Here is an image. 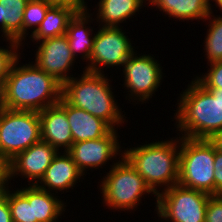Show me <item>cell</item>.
I'll list each match as a JSON object with an SVG mask.
<instances>
[{"label":"cell","mask_w":222,"mask_h":222,"mask_svg":"<svg viewBox=\"0 0 222 222\" xmlns=\"http://www.w3.org/2000/svg\"><path fill=\"white\" fill-rule=\"evenodd\" d=\"M34 44L39 45L35 46V62L32 63L40 70L53 76L62 85L74 77L70 72L77 62L69 48L66 35L43 39Z\"/></svg>","instance_id":"cell-12"},{"label":"cell","mask_w":222,"mask_h":222,"mask_svg":"<svg viewBox=\"0 0 222 222\" xmlns=\"http://www.w3.org/2000/svg\"><path fill=\"white\" fill-rule=\"evenodd\" d=\"M205 222H222V195L210 196L207 204Z\"/></svg>","instance_id":"cell-28"},{"label":"cell","mask_w":222,"mask_h":222,"mask_svg":"<svg viewBox=\"0 0 222 222\" xmlns=\"http://www.w3.org/2000/svg\"><path fill=\"white\" fill-rule=\"evenodd\" d=\"M41 140L37 111L0 107V157L7 163L17 154Z\"/></svg>","instance_id":"cell-7"},{"label":"cell","mask_w":222,"mask_h":222,"mask_svg":"<svg viewBox=\"0 0 222 222\" xmlns=\"http://www.w3.org/2000/svg\"><path fill=\"white\" fill-rule=\"evenodd\" d=\"M135 50L122 66V82L125 88L126 100L131 104H143L156 95L155 92L162 85L166 77L163 73L161 62L155 59L154 54H139ZM164 77V78H163ZM128 90V91H127ZM137 101V102H136Z\"/></svg>","instance_id":"cell-8"},{"label":"cell","mask_w":222,"mask_h":222,"mask_svg":"<svg viewBox=\"0 0 222 222\" xmlns=\"http://www.w3.org/2000/svg\"><path fill=\"white\" fill-rule=\"evenodd\" d=\"M214 171L215 195H222V151L217 149L216 144L214 157Z\"/></svg>","instance_id":"cell-29"},{"label":"cell","mask_w":222,"mask_h":222,"mask_svg":"<svg viewBox=\"0 0 222 222\" xmlns=\"http://www.w3.org/2000/svg\"><path fill=\"white\" fill-rule=\"evenodd\" d=\"M82 72L78 75L80 78L75 76L62 85V97L70 105L87 111L105 121L112 129L118 130L128 120L115 99L117 96L108 74L105 76V73L86 70Z\"/></svg>","instance_id":"cell-3"},{"label":"cell","mask_w":222,"mask_h":222,"mask_svg":"<svg viewBox=\"0 0 222 222\" xmlns=\"http://www.w3.org/2000/svg\"><path fill=\"white\" fill-rule=\"evenodd\" d=\"M40 118L41 140L58 151H67L73 144L70 125L66 116V100L60 101L38 112Z\"/></svg>","instance_id":"cell-14"},{"label":"cell","mask_w":222,"mask_h":222,"mask_svg":"<svg viewBox=\"0 0 222 222\" xmlns=\"http://www.w3.org/2000/svg\"><path fill=\"white\" fill-rule=\"evenodd\" d=\"M89 10L76 13L69 21L65 33L68 38L69 48L72 51L74 58L76 60L81 58V60H84L83 62H86V64L90 58L96 34V32L93 30L95 28L91 27V23L93 24V21H95L96 18L92 17L93 15L90 13L91 9Z\"/></svg>","instance_id":"cell-16"},{"label":"cell","mask_w":222,"mask_h":222,"mask_svg":"<svg viewBox=\"0 0 222 222\" xmlns=\"http://www.w3.org/2000/svg\"><path fill=\"white\" fill-rule=\"evenodd\" d=\"M12 186L7 187L12 222H37L33 220V185L21 186V189L18 187L14 188L15 190Z\"/></svg>","instance_id":"cell-22"},{"label":"cell","mask_w":222,"mask_h":222,"mask_svg":"<svg viewBox=\"0 0 222 222\" xmlns=\"http://www.w3.org/2000/svg\"><path fill=\"white\" fill-rule=\"evenodd\" d=\"M48 4L54 6H67L75 10L77 13L88 11L87 0H45Z\"/></svg>","instance_id":"cell-30"},{"label":"cell","mask_w":222,"mask_h":222,"mask_svg":"<svg viewBox=\"0 0 222 222\" xmlns=\"http://www.w3.org/2000/svg\"><path fill=\"white\" fill-rule=\"evenodd\" d=\"M21 58L14 62L2 86L1 107L40 112L57 104L62 98V84L32 61L19 63Z\"/></svg>","instance_id":"cell-2"},{"label":"cell","mask_w":222,"mask_h":222,"mask_svg":"<svg viewBox=\"0 0 222 222\" xmlns=\"http://www.w3.org/2000/svg\"><path fill=\"white\" fill-rule=\"evenodd\" d=\"M210 196L175 184L157 195L154 211L161 222H205Z\"/></svg>","instance_id":"cell-9"},{"label":"cell","mask_w":222,"mask_h":222,"mask_svg":"<svg viewBox=\"0 0 222 222\" xmlns=\"http://www.w3.org/2000/svg\"><path fill=\"white\" fill-rule=\"evenodd\" d=\"M210 3H211V6H212L214 11L218 12L216 9H214L216 7V8H218V10L220 12H222V0H210ZM212 3H214L215 7L212 5ZM220 14H222V13H220Z\"/></svg>","instance_id":"cell-35"},{"label":"cell","mask_w":222,"mask_h":222,"mask_svg":"<svg viewBox=\"0 0 222 222\" xmlns=\"http://www.w3.org/2000/svg\"><path fill=\"white\" fill-rule=\"evenodd\" d=\"M59 151L49 143L40 140L17 154L8 162V181L22 178L28 185H36L43 177L53 158ZM18 175V176H17Z\"/></svg>","instance_id":"cell-13"},{"label":"cell","mask_w":222,"mask_h":222,"mask_svg":"<svg viewBox=\"0 0 222 222\" xmlns=\"http://www.w3.org/2000/svg\"><path fill=\"white\" fill-rule=\"evenodd\" d=\"M66 116L70 125L73 143L102 138L112 130L102 119L70 105L67 101Z\"/></svg>","instance_id":"cell-19"},{"label":"cell","mask_w":222,"mask_h":222,"mask_svg":"<svg viewBox=\"0 0 222 222\" xmlns=\"http://www.w3.org/2000/svg\"><path fill=\"white\" fill-rule=\"evenodd\" d=\"M57 195L33 185V220H37V222H58L60 218L62 220V215L63 218L65 217L64 213L68 205Z\"/></svg>","instance_id":"cell-21"},{"label":"cell","mask_w":222,"mask_h":222,"mask_svg":"<svg viewBox=\"0 0 222 222\" xmlns=\"http://www.w3.org/2000/svg\"><path fill=\"white\" fill-rule=\"evenodd\" d=\"M8 186V163L0 157V194H2Z\"/></svg>","instance_id":"cell-32"},{"label":"cell","mask_w":222,"mask_h":222,"mask_svg":"<svg viewBox=\"0 0 222 222\" xmlns=\"http://www.w3.org/2000/svg\"><path fill=\"white\" fill-rule=\"evenodd\" d=\"M77 12L67 6L52 5L38 29L29 36L33 43L47 38L65 35L69 21Z\"/></svg>","instance_id":"cell-20"},{"label":"cell","mask_w":222,"mask_h":222,"mask_svg":"<svg viewBox=\"0 0 222 222\" xmlns=\"http://www.w3.org/2000/svg\"><path fill=\"white\" fill-rule=\"evenodd\" d=\"M211 140L216 144L217 149L222 151V132L215 135Z\"/></svg>","instance_id":"cell-34"},{"label":"cell","mask_w":222,"mask_h":222,"mask_svg":"<svg viewBox=\"0 0 222 222\" xmlns=\"http://www.w3.org/2000/svg\"><path fill=\"white\" fill-rule=\"evenodd\" d=\"M119 138L118 130L112 129L102 138L73 143L67 153L86 176L87 171L103 169L107 163H110L109 161L114 165L115 161L123 156V146H121V141L118 142ZM116 158L117 160H114Z\"/></svg>","instance_id":"cell-11"},{"label":"cell","mask_w":222,"mask_h":222,"mask_svg":"<svg viewBox=\"0 0 222 222\" xmlns=\"http://www.w3.org/2000/svg\"><path fill=\"white\" fill-rule=\"evenodd\" d=\"M51 6L52 5L48 4L45 0H28L27 1L25 9H24V18H23V43L24 44H22V49H24L25 48L24 45L27 44L26 43L28 40L27 37L29 38V35L30 34L32 35L38 29L39 25L45 18L47 10Z\"/></svg>","instance_id":"cell-25"},{"label":"cell","mask_w":222,"mask_h":222,"mask_svg":"<svg viewBox=\"0 0 222 222\" xmlns=\"http://www.w3.org/2000/svg\"><path fill=\"white\" fill-rule=\"evenodd\" d=\"M28 0H0L4 6V41L23 44L24 9Z\"/></svg>","instance_id":"cell-23"},{"label":"cell","mask_w":222,"mask_h":222,"mask_svg":"<svg viewBox=\"0 0 222 222\" xmlns=\"http://www.w3.org/2000/svg\"><path fill=\"white\" fill-rule=\"evenodd\" d=\"M148 7L158 9L164 16L177 21H205L213 11L210 0H148Z\"/></svg>","instance_id":"cell-18"},{"label":"cell","mask_w":222,"mask_h":222,"mask_svg":"<svg viewBox=\"0 0 222 222\" xmlns=\"http://www.w3.org/2000/svg\"><path fill=\"white\" fill-rule=\"evenodd\" d=\"M0 222H12L11 212L7 200V189L0 194Z\"/></svg>","instance_id":"cell-31"},{"label":"cell","mask_w":222,"mask_h":222,"mask_svg":"<svg viewBox=\"0 0 222 222\" xmlns=\"http://www.w3.org/2000/svg\"><path fill=\"white\" fill-rule=\"evenodd\" d=\"M2 106V86L0 85V107Z\"/></svg>","instance_id":"cell-36"},{"label":"cell","mask_w":222,"mask_h":222,"mask_svg":"<svg viewBox=\"0 0 222 222\" xmlns=\"http://www.w3.org/2000/svg\"><path fill=\"white\" fill-rule=\"evenodd\" d=\"M109 166L111 168L104 174L101 183L98 182L102 203L108 209L134 213L146 195L153 194L157 200V195L124 156Z\"/></svg>","instance_id":"cell-5"},{"label":"cell","mask_w":222,"mask_h":222,"mask_svg":"<svg viewBox=\"0 0 222 222\" xmlns=\"http://www.w3.org/2000/svg\"><path fill=\"white\" fill-rule=\"evenodd\" d=\"M80 179L84 180V174L78 169L71 156L67 151H59L36 186L58 194L74 189L76 184L81 182Z\"/></svg>","instance_id":"cell-15"},{"label":"cell","mask_w":222,"mask_h":222,"mask_svg":"<svg viewBox=\"0 0 222 222\" xmlns=\"http://www.w3.org/2000/svg\"><path fill=\"white\" fill-rule=\"evenodd\" d=\"M177 136L150 143L145 141L146 144L137 147H123V156L156 195L178 184L180 136Z\"/></svg>","instance_id":"cell-4"},{"label":"cell","mask_w":222,"mask_h":222,"mask_svg":"<svg viewBox=\"0 0 222 222\" xmlns=\"http://www.w3.org/2000/svg\"><path fill=\"white\" fill-rule=\"evenodd\" d=\"M189 83L175 104V131L180 137L212 139L222 132V89H206L195 78Z\"/></svg>","instance_id":"cell-1"},{"label":"cell","mask_w":222,"mask_h":222,"mask_svg":"<svg viewBox=\"0 0 222 222\" xmlns=\"http://www.w3.org/2000/svg\"><path fill=\"white\" fill-rule=\"evenodd\" d=\"M214 157L211 139L180 137L178 184L215 195Z\"/></svg>","instance_id":"cell-6"},{"label":"cell","mask_w":222,"mask_h":222,"mask_svg":"<svg viewBox=\"0 0 222 222\" xmlns=\"http://www.w3.org/2000/svg\"><path fill=\"white\" fill-rule=\"evenodd\" d=\"M207 72L195 75V79L206 89H222V61H215L207 64Z\"/></svg>","instance_id":"cell-27"},{"label":"cell","mask_w":222,"mask_h":222,"mask_svg":"<svg viewBox=\"0 0 222 222\" xmlns=\"http://www.w3.org/2000/svg\"><path fill=\"white\" fill-rule=\"evenodd\" d=\"M7 45L0 46V85L3 86L14 62L24 53L22 45L15 41L5 40ZM8 42V43H7ZM9 44V45H8ZM22 50V51H21ZM21 51V53H20Z\"/></svg>","instance_id":"cell-26"},{"label":"cell","mask_w":222,"mask_h":222,"mask_svg":"<svg viewBox=\"0 0 222 222\" xmlns=\"http://www.w3.org/2000/svg\"><path fill=\"white\" fill-rule=\"evenodd\" d=\"M98 28L90 58L83 69L103 74L110 67L120 70L119 67L127 62L136 49L133 41L128 38L126 31L122 30L123 26H99Z\"/></svg>","instance_id":"cell-10"},{"label":"cell","mask_w":222,"mask_h":222,"mask_svg":"<svg viewBox=\"0 0 222 222\" xmlns=\"http://www.w3.org/2000/svg\"><path fill=\"white\" fill-rule=\"evenodd\" d=\"M148 0H99L95 6L93 17L98 26L120 27L126 19L136 17L142 7L148 6ZM95 13V14H94Z\"/></svg>","instance_id":"cell-17"},{"label":"cell","mask_w":222,"mask_h":222,"mask_svg":"<svg viewBox=\"0 0 222 222\" xmlns=\"http://www.w3.org/2000/svg\"><path fill=\"white\" fill-rule=\"evenodd\" d=\"M213 17V18H212ZM207 23V24H206ZM208 27L204 41V57L207 64L222 61V15H214L212 11L205 20Z\"/></svg>","instance_id":"cell-24"},{"label":"cell","mask_w":222,"mask_h":222,"mask_svg":"<svg viewBox=\"0 0 222 222\" xmlns=\"http://www.w3.org/2000/svg\"><path fill=\"white\" fill-rule=\"evenodd\" d=\"M0 31L2 32L1 38L4 42V6L0 4Z\"/></svg>","instance_id":"cell-33"}]
</instances>
